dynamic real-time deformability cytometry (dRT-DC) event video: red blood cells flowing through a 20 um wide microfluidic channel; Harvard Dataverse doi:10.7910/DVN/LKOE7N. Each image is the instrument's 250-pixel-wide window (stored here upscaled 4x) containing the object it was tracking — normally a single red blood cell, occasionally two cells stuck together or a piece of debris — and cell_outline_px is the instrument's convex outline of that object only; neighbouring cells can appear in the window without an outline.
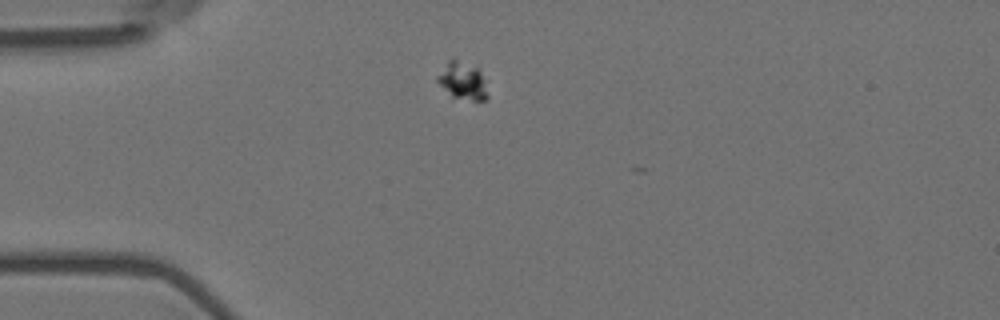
{"species": "Egyptian fruit bat (a non-hibernating species)", "species_latin": "Rousettus aegyptiacus", "temperature_condition": "room temperature", "stored_images_in_passage": 3, "camera_frame_rate_fps": 3000, "um_per_image_px": 0.085, "animal": {"sex": "female"}, "frame": {"image": 1, "passage_image": 1, "time_ms": 0.0, "image_size_px": [1000, 320], "cell_outline_px": [[488, 100], [472, 100], [452, 96], [436, 80], [436, 76], [448, 60], [456, 60], [476, 68], [480, 72], [488, 96]], "centroid_in_image_um": [39.3, 6.89], "position_along_channel_um": 45.7, "area_um2": 10.4}}